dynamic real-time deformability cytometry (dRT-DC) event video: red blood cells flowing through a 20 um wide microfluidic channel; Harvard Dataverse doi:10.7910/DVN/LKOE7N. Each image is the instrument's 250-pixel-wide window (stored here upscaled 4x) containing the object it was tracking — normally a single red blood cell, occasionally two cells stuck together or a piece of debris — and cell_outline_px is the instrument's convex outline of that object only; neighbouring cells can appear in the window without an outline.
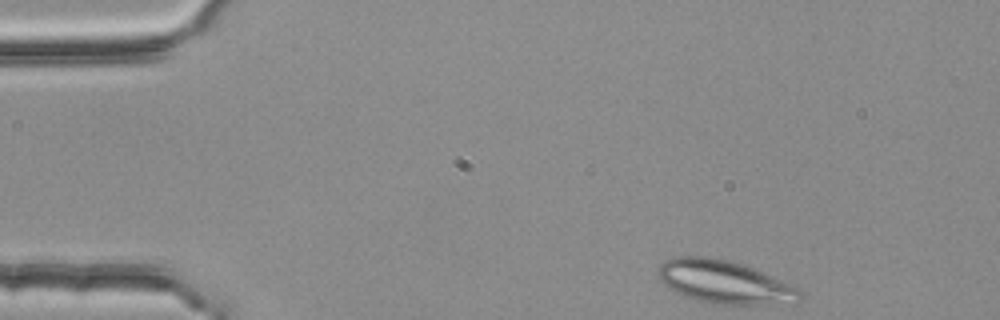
{"species": "common noctule bat (a hibernating species)", "species_latin": "Nyctalus noctula", "temperature_condition": "room temperature", "stored_images_in_passage": 3, "camera_frame_rate_fps": 3000, "um_per_image_px": 0.085, "animal": {"sex": "female", "body_mass_g": 25.1}, "frame": {"image": 1, "passage_image": 1, "time_ms": 0.0, "image_size_px": [1000, 320], "cell_outline_px": [[804, 292], [800, 300], [796, 304], [716, 304], [684, 296], [668, 288], [656, 276], [656, 272], [660, 264], [664, 260], [676, 256], [708, 256], [740, 264], [752, 268], [800, 288]], "centroid_in_image_um": [61.58, 23.98], "position_along_channel_um": 23.4, "area_um2": 35.72}}